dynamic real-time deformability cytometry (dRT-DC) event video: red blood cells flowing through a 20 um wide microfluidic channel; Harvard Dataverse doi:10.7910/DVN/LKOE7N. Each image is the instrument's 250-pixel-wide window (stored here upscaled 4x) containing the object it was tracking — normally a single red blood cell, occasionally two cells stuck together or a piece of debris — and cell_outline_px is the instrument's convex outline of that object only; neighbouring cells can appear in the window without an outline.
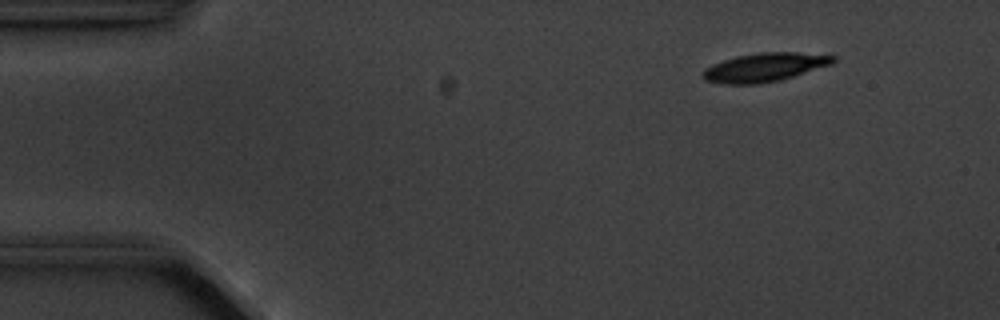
{"species": "common noctule bat (a hibernating species)", "species_latin": "Nyctalus noctula", "temperature_condition": "cold", "stored_images_in_passage": 10, "camera_frame_rate_fps": 3000, "um_per_image_px": 0.085, "animal": {"sex": "male", "body_mass_g": 20.1, "forearm_length_mm": 53.5}, "frame": {"image": 1, "passage_image": 1, "time_ms": 0.0, "image_size_px": [1000, 320], "cell_outline_px": [[836, 60], [832, 64], [780, 80], [760, 84], [720, 84], [704, 80], [700, 76], [700, 72], [704, 68], [712, 64], [736, 56], [760, 52], [796, 52], [836, 56]], "centroid_in_image_um": [64.92, 5.73], "position_along_channel_um": 20.1, "area_um2": 21.96}}
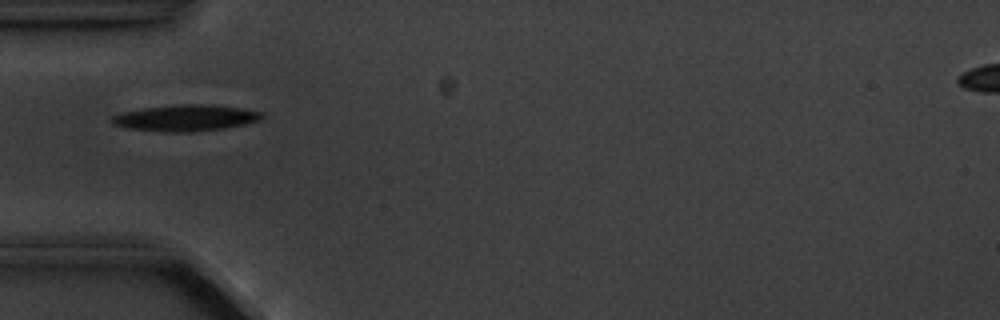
{"frame": {"image": 2, "passage_image": 4, "time_ms": 3.667, "image_size_px": [1000, 320], "cell_outline_px": [[264, 116], [260, 120], [244, 124], [224, 128], [192, 132], [164, 132], [124, 128], [112, 124], [108, 120], [112, 116], [124, 112], [140, 108], [180, 104], [200, 104], [240, 108], [264, 112]], "centroid_in_image_um": [15.72, 10.03], "position_along_channel_um": 69.3, "area_um2": 23.12}}
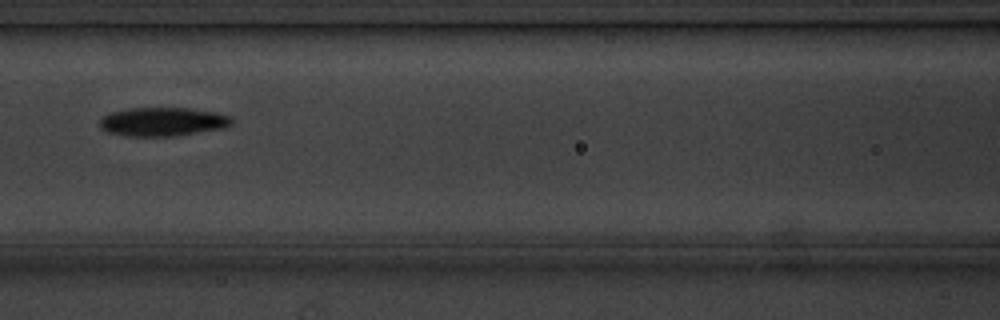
{"frame": {"image": 3, "passage_image": 6, "time_ms": 6.0, "image_size_px": [1000, 320], "cell_outline_px": [[232, 124], [224, 128], [172, 136], [128, 136], [108, 132], [100, 128], [100, 120], [104, 116], [112, 112], [128, 108], [192, 108], [216, 112], [232, 116]], "centroid_in_image_um": [13.86, 10.34], "position_along_channel_um": 152.7, "area_um2": 22.08}}